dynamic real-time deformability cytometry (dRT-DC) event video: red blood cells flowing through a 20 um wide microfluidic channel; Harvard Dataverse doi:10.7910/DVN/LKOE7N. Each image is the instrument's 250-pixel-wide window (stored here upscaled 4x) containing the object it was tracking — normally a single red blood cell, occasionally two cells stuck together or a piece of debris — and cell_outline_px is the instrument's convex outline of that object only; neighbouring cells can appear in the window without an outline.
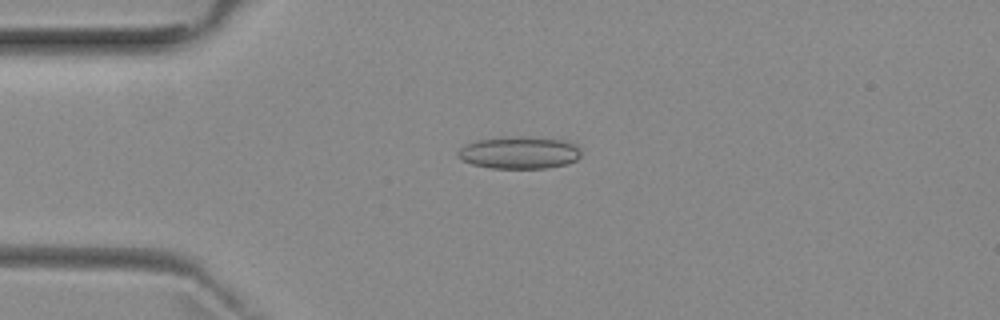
{"species": "common noctule bat (a hibernating species)", "species_latin": "Nyctalus noctula", "temperature_condition": "room temperature", "stored_images_in_passage": 52, "camera_frame_rate_fps": 3000, "um_per_image_px": 0.085, "animal": {"sex": "female", "body_mass_g": 29.2, "forearm_length_mm": 56.3}, "frame": {"image": 1, "passage_image": 13, "time_ms": 4.0, "image_size_px": [1000, 320], "cell_outline_px": [[580, 156], [576, 160], [568, 164], [548, 168], [488, 168], [472, 164], [460, 160], [456, 156], [456, 152], [464, 144], [476, 140], [504, 136], [528, 136], [564, 140], [580, 144]], "centroid_in_image_um": [44.13, 12.96], "position_along_channel_um": 40.9, "area_um2": 23.87}}
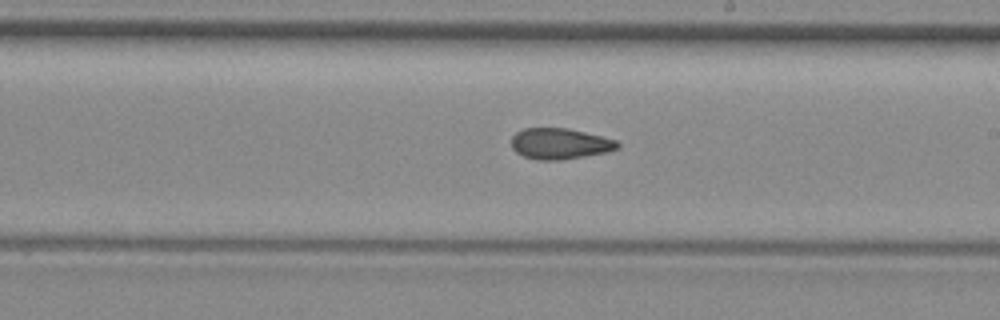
{"frame": {"image": 2, "passage_image": 30, "time_ms": 9.667, "image_size_px": [1000, 320], "cell_outline_px": [[620, 148], [608, 152], [560, 160], [536, 160], [524, 156], [516, 152], [512, 148], [512, 136], [516, 132], [524, 128], [568, 128], [616, 140], [620, 144]], "centroid_in_image_um": [47.59, 12.22], "position_along_channel_um": 241.4, "area_um2": 19.13}}
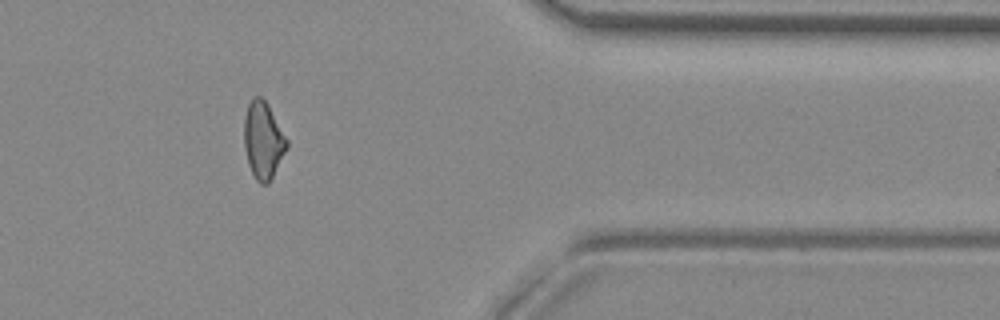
{"frame": {"image": 3, "passage_image": 43, "time_ms": 14.0, "image_size_px": [1000, 320], "cell_outline_px": [[288, 148], [268, 184], [260, 184], [256, 180], [248, 164], [244, 148], [244, 116], [248, 104], [252, 96], [260, 96], [268, 104], [288, 140]], "centroid_in_image_um": [22.36, 11.91], "position_along_channel_um": 389.0, "area_um2": 19.31}, "authors_computed_cell_mechanics": {"area_um2": 19.6809, "velocity_mm_per_s": 3.9519, "shape_relaxation_time_tau1_ms": 10.6021, "shape_relaxation_time_tau2_ms": 3.0189, "deformation_change_tau1": 0.167, "deformation_change_tau2": 0.0979}}